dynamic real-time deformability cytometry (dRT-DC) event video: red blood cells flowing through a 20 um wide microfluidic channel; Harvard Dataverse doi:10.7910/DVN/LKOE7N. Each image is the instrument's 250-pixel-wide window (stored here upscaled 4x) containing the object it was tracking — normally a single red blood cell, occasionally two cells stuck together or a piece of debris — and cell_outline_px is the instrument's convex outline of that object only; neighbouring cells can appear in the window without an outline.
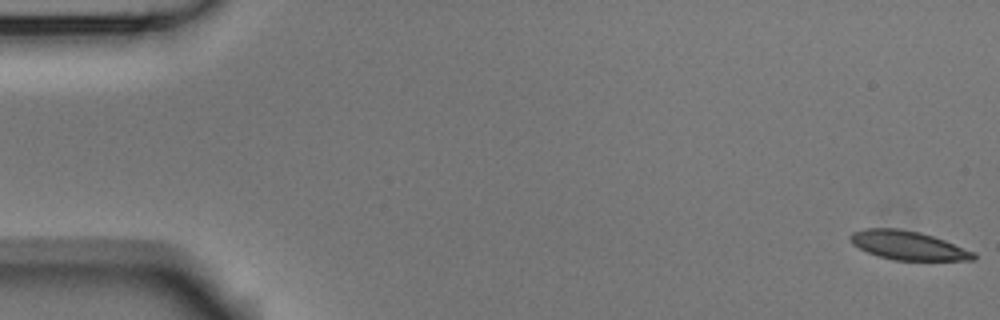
{"species": "Egyptian fruit bat (a non-hibernating species)", "species_latin": "Rousettus aegyptiacus", "temperature_condition": "room temperature", "stored_images_in_passage": 47, "camera_frame_rate_fps": 3000, "um_per_image_px": 0.085, "animal": {"sex": "male"}, "frame": {"image": 1, "passage_image": 1, "time_ms": 0.0, "image_size_px": [1000, 320], "cell_outline_px": [[976, 260], [892, 260], [868, 252], [852, 244], [848, 236], [852, 232], [864, 228], [900, 228], [920, 232], [944, 240], [976, 252]], "centroid_in_image_um": [77.18, 20.85], "position_along_channel_um": 7.8, "area_um2": 20.75}}
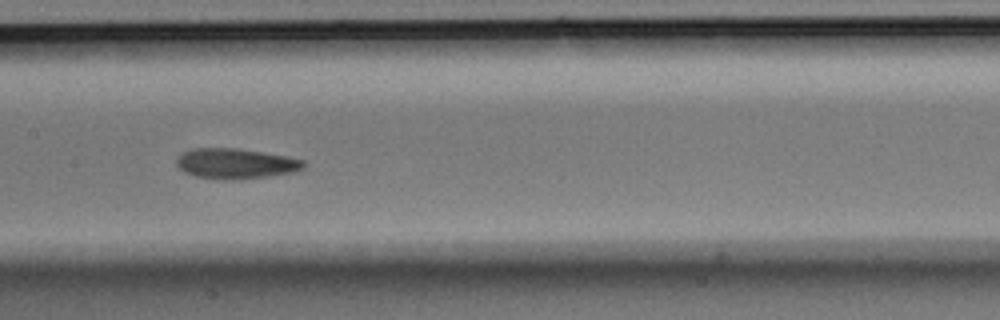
{"frame": {"image": 2, "passage_image": 27, "time_ms": 8.667, "image_size_px": [1000, 320], "cell_outline_px": [[304, 168], [292, 172], [268, 176], [240, 180], [232, 180], [196, 176], [184, 172], [176, 164], [176, 160], [184, 152], [192, 148], [236, 148], [288, 156], [304, 160]], "centroid_in_image_um": [20.04, 13.9], "position_along_channel_um": 187.4, "area_um2": 22.31}}
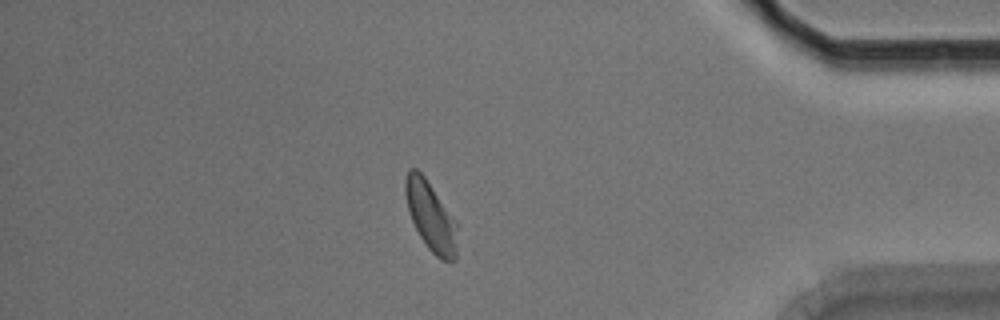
{"frame": {"image": 3, "passage_image": 47, "time_ms": 15.333, "image_size_px": [1000, 320], "cell_outline_px": [[456, 260], [440, 260], [428, 248], [420, 236], [412, 220], [408, 208], [404, 192], [404, 180], [408, 168], [416, 168], [424, 176], [456, 220]], "centroid_in_image_um": [36.59, 18.36], "position_along_channel_um": 398.6, "area_um2": 20.75}, "authors_computed_cell_mechanics": {"area_um2": 22.0218, "velocity_mm_per_s": 3.6895, "shape_relaxation_time_tau1_ms": 3.775, "shape_relaxation_time_tau2_ms": 3.124, "deformation_change_tau1": 0.1328, "deformation_change_tau2": 0.0949}}